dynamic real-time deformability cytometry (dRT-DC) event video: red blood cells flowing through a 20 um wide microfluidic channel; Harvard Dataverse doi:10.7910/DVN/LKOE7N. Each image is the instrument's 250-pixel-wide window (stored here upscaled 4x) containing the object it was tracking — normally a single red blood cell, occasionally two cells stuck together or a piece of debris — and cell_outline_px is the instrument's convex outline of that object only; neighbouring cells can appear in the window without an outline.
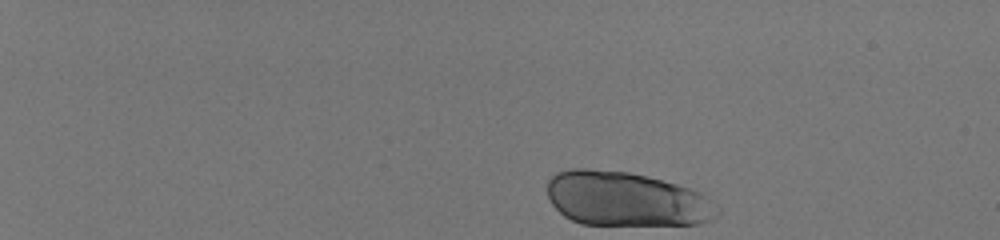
{"species": "human", "species_latin": "Homo sapiens", "temperature_condition": "room temperature", "stored_images_in_passage": 43, "camera_frame_rate_fps": 3000, "um_per_image_px": 0.085, "donor": {"sex": "male"}, "frame": {"image": 1, "passage_image": 1, "time_ms": 0.0, "image_size_px": [1000, 240], "cell_outline_px": [[720, 212], [716, 216], [700, 224], [580, 224], [564, 216], [552, 204], [548, 196], [548, 180], [556, 172], [572, 168], [588, 168], [628, 172], [648, 176], [676, 184], [700, 192], [716, 204], [720, 208]], "centroid_in_image_um": [53.21, 16.91], "position_along_channel_um": 31.8, "area_um2": 53.87}}
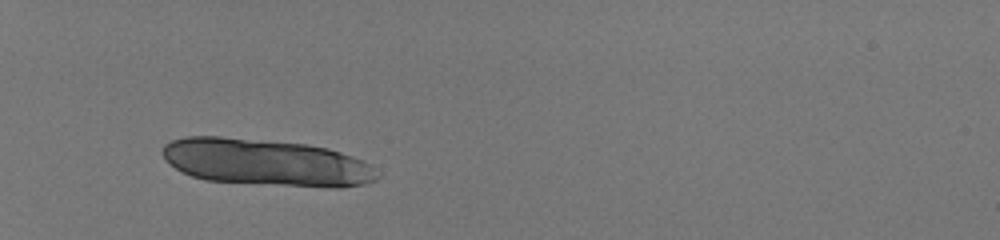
{"frame": {"image": 2, "passage_image": 12, "time_ms": 3.667, "image_size_px": [1000, 240], "cell_outline_px": [[380, 176], [376, 180], [364, 184], [340, 188], [336, 188], [204, 180], [192, 176], [176, 168], [164, 160], [160, 152], [164, 144], [172, 140], [184, 136], [220, 136], [308, 144], [328, 148], [352, 156], [368, 164], [380, 172]], "centroid_in_image_um": [22.61, 13.8], "position_along_channel_um": 62.4, "area_um2": 58.78}, "authors_computed_cell_mechanics": {"area_um2": 35.9516, "velocity_mm_per_s": 4.054, "shape_relaxation_time_tau1_ms": 1.1781, "shape_relaxation_time_tau2_ms": 1.1171, "deformation_change_tau1": 0.2997, "deformation_change_tau2": 0.0549}}